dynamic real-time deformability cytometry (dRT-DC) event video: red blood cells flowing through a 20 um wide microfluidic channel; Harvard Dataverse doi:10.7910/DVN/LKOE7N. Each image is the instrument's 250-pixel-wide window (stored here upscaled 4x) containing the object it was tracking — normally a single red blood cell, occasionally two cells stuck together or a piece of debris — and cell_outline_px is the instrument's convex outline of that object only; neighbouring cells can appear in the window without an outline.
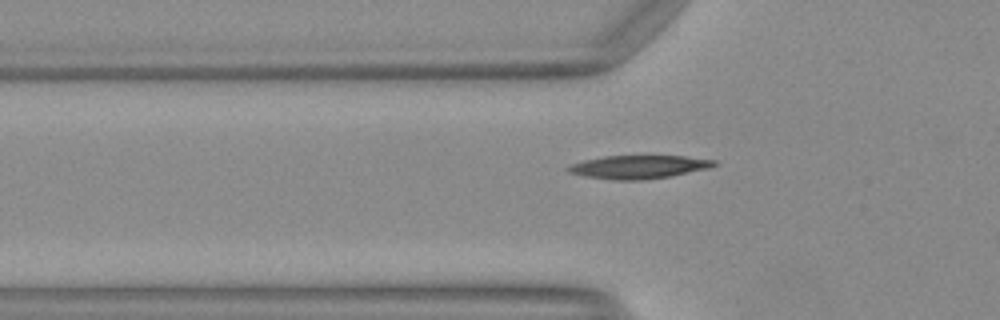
{"species": "Egyptian fruit bat (a non-hibernating species)", "species_latin": "Rousettus aegyptiacus", "temperature_condition": "warm", "stored_images_in_passage": 34, "camera_frame_rate_fps": 3000, "um_per_image_px": 0.085, "animal": {"sex": "female"}, "frame": {"image": 1, "passage_image": 4, "time_ms": 1.0, "image_size_px": [1000, 320], "cell_outline_px": [[716, 164], [708, 168], [668, 176], [640, 180], [616, 180], [588, 176], [568, 172], [564, 168], [572, 164], [584, 160], [604, 156], [684, 156], [716, 160]], "centroid_in_image_um": [54.26, 14.18], "position_along_channel_um": 71.5, "area_um2": 19.42}}
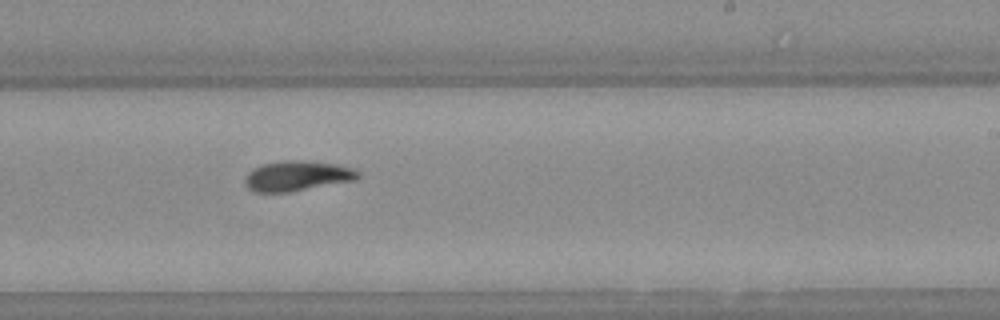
{"frame": {"image": 2, "passage_image": 18, "time_ms": 5.667, "image_size_px": [1000, 320], "cell_outline_px": [[360, 176], [356, 180], [288, 192], [256, 192], [248, 188], [244, 180], [248, 172], [264, 164], [280, 160], [304, 160], [336, 164], [352, 168], [360, 172]], "centroid_in_image_um": [25.28, 14.94], "position_along_channel_um": 263.7, "area_um2": 19.77}}
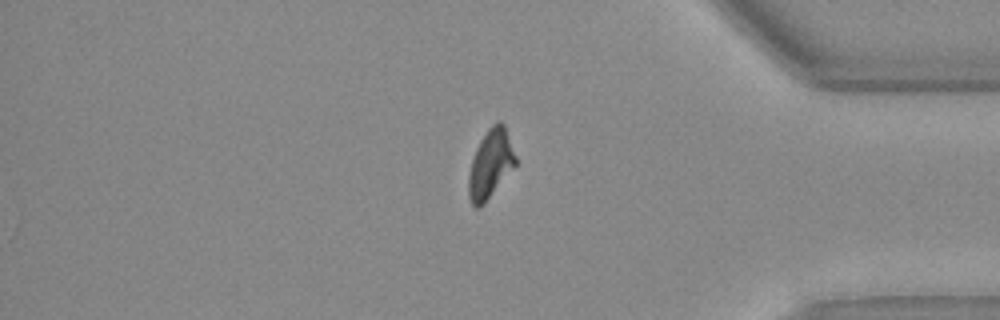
{"frame": {"image": 3, "passage_image": 29, "time_ms": 9.333, "image_size_px": [1000, 320], "cell_outline_px": [[516, 164], [484, 204], [480, 208], [476, 208], [472, 204], [468, 196], [468, 176], [472, 160], [476, 148], [480, 140], [488, 128], [496, 120], [500, 120], [504, 124], [516, 156]], "centroid_in_image_um": [41.68, 13.92], "position_along_channel_um": 393.5, "area_um2": 18.73}, "authors_computed_cell_mechanics": {"area_um2": 19.1318, "velocity_mm_per_s": 4.1367, "shape_relaxation_time_tau1_ms": 4.9475, "shape_relaxation_time_tau2_ms": 2.0537, "deformation_change_tau1": 0.183, "deformation_change_tau2": 0.0823}}